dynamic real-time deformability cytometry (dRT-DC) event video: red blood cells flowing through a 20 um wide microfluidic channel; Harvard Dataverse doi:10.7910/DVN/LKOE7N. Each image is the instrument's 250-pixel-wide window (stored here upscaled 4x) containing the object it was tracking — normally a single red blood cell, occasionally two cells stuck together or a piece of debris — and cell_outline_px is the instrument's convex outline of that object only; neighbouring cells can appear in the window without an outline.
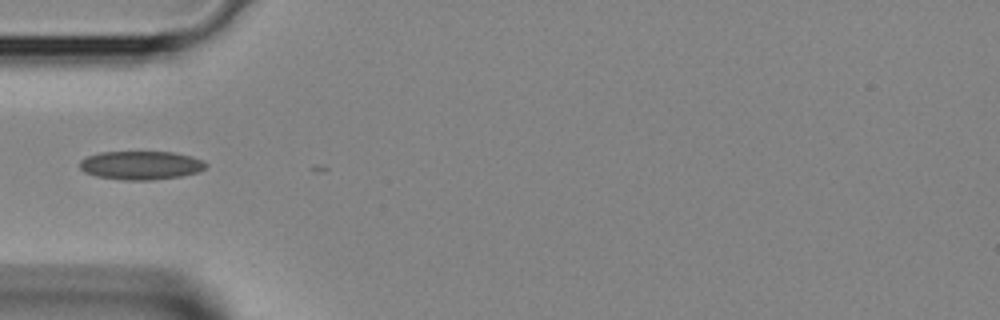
{"species": "Egyptian fruit bat (a non-hibernating species)", "species_latin": "Rousettus aegyptiacus", "temperature_condition": "room temperature", "stored_images_in_passage": 4, "camera_frame_rate_fps": 3000, "um_per_image_px": 0.085, "animal": {"sex": "female"}, "frame": {"image": 1, "passage_image": 4, "time_ms": 1.0, "image_size_px": [1000, 320], "cell_outline_px": [[208, 164], [204, 168], [196, 172], [180, 176], [152, 180], [124, 180], [96, 176], [84, 172], [80, 168], [80, 160], [88, 156], [100, 152], [172, 152], [192, 156]], "centroid_in_image_um": [11.94, 14.05], "position_along_channel_um": 73.1, "area_um2": 20.87}}